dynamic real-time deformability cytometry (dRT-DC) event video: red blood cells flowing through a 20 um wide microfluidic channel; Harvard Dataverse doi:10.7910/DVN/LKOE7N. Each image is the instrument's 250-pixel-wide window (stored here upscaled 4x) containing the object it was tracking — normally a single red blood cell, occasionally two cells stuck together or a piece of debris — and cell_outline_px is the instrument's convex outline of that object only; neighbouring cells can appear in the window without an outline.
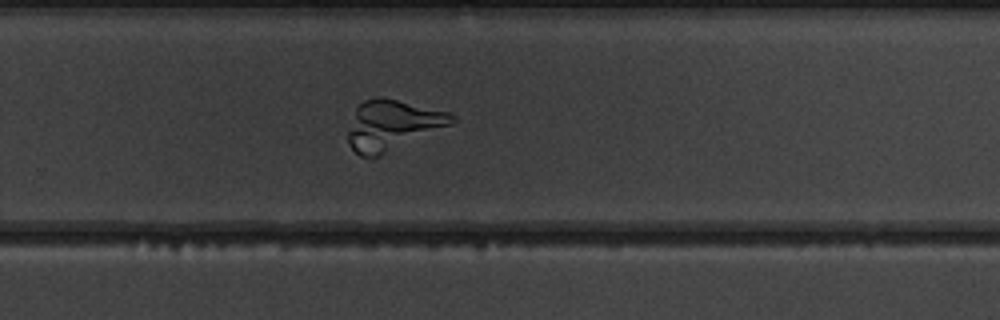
{"species": "common noctule bat (a hibernating species)", "species_latin": "Nyctalus noctula", "temperature_condition": "warm", "stored_images_in_passage": 38, "camera_frame_rate_fps": 3000, "um_per_image_px": 0.085, "animal": {"sex": "male", "body_mass_g": 19.5, "forearm_length_mm": 54.6}, "frame": {"image": 1, "passage_image": 21, "time_ms": 6.667, "image_size_px": [1000, 320], "cell_outline_px": [[456, 120], [452, 124], [372, 160], [368, 160], [360, 156], [348, 144], [348, 132], [356, 108], [364, 100], [380, 96], [448, 112], [456, 116]], "centroid_in_image_um": [33.33, 10.67], "position_along_channel_um": 296.5, "area_um2": 30.4}}